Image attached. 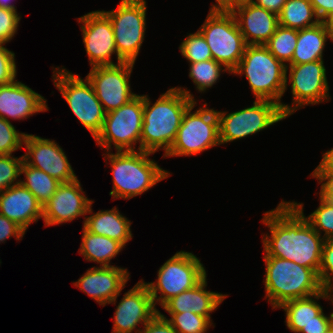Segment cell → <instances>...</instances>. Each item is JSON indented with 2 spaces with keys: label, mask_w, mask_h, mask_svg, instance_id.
Returning a JSON list of instances; mask_svg holds the SVG:
<instances>
[{
  "label": "cell",
  "mask_w": 333,
  "mask_h": 333,
  "mask_svg": "<svg viewBox=\"0 0 333 333\" xmlns=\"http://www.w3.org/2000/svg\"><path fill=\"white\" fill-rule=\"evenodd\" d=\"M303 204L281 200L264 213L261 222L270 232L262 233L264 256L294 261L318 274L325 239L305 218Z\"/></svg>",
  "instance_id": "6da1fadb"
},
{
  "label": "cell",
  "mask_w": 333,
  "mask_h": 333,
  "mask_svg": "<svg viewBox=\"0 0 333 333\" xmlns=\"http://www.w3.org/2000/svg\"><path fill=\"white\" fill-rule=\"evenodd\" d=\"M191 92L184 87H172L152 103L143 95V125L140 150L166 154L176 139L183 115L194 102Z\"/></svg>",
  "instance_id": "7a4b0ae2"
},
{
  "label": "cell",
  "mask_w": 333,
  "mask_h": 333,
  "mask_svg": "<svg viewBox=\"0 0 333 333\" xmlns=\"http://www.w3.org/2000/svg\"><path fill=\"white\" fill-rule=\"evenodd\" d=\"M105 154V155H104ZM112 169L113 189L109 195L112 199L129 200L151 189L157 183L170 177V172L161 168L149 156L147 151H111L104 153Z\"/></svg>",
  "instance_id": "3957f363"
},
{
  "label": "cell",
  "mask_w": 333,
  "mask_h": 333,
  "mask_svg": "<svg viewBox=\"0 0 333 333\" xmlns=\"http://www.w3.org/2000/svg\"><path fill=\"white\" fill-rule=\"evenodd\" d=\"M265 299L272 309L284 302L306 298L322 291L318 274L312 269L273 256H264Z\"/></svg>",
  "instance_id": "277c9868"
},
{
  "label": "cell",
  "mask_w": 333,
  "mask_h": 333,
  "mask_svg": "<svg viewBox=\"0 0 333 333\" xmlns=\"http://www.w3.org/2000/svg\"><path fill=\"white\" fill-rule=\"evenodd\" d=\"M231 74L245 75L255 100H269L281 107L286 87V66L265 45H247Z\"/></svg>",
  "instance_id": "5b68a950"
},
{
  "label": "cell",
  "mask_w": 333,
  "mask_h": 333,
  "mask_svg": "<svg viewBox=\"0 0 333 333\" xmlns=\"http://www.w3.org/2000/svg\"><path fill=\"white\" fill-rule=\"evenodd\" d=\"M194 101L185 111L176 139L165 157L195 156L214 146L221 145L219 139V119L216 110L207 103L195 111Z\"/></svg>",
  "instance_id": "8992f818"
},
{
  "label": "cell",
  "mask_w": 333,
  "mask_h": 333,
  "mask_svg": "<svg viewBox=\"0 0 333 333\" xmlns=\"http://www.w3.org/2000/svg\"><path fill=\"white\" fill-rule=\"evenodd\" d=\"M198 31L209 46L212 59L231 73L247 47L233 13L228 9L210 8Z\"/></svg>",
  "instance_id": "52a82bcc"
},
{
  "label": "cell",
  "mask_w": 333,
  "mask_h": 333,
  "mask_svg": "<svg viewBox=\"0 0 333 333\" xmlns=\"http://www.w3.org/2000/svg\"><path fill=\"white\" fill-rule=\"evenodd\" d=\"M60 68L53 67V83L72 113L95 139L102 130L106 112L86 77L82 79L64 66Z\"/></svg>",
  "instance_id": "ba28073f"
},
{
  "label": "cell",
  "mask_w": 333,
  "mask_h": 333,
  "mask_svg": "<svg viewBox=\"0 0 333 333\" xmlns=\"http://www.w3.org/2000/svg\"><path fill=\"white\" fill-rule=\"evenodd\" d=\"M157 272L155 282H145L155 308L156 304L162 307L172 297L194 288L207 276L201 260L192 252L182 250L161 265Z\"/></svg>",
  "instance_id": "9c48e42d"
},
{
  "label": "cell",
  "mask_w": 333,
  "mask_h": 333,
  "mask_svg": "<svg viewBox=\"0 0 333 333\" xmlns=\"http://www.w3.org/2000/svg\"><path fill=\"white\" fill-rule=\"evenodd\" d=\"M142 125L143 95L137 94L120 108L106 113L102 130L94 140L105 152L113 147L116 151H138Z\"/></svg>",
  "instance_id": "30bf717a"
},
{
  "label": "cell",
  "mask_w": 333,
  "mask_h": 333,
  "mask_svg": "<svg viewBox=\"0 0 333 333\" xmlns=\"http://www.w3.org/2000/svg\"><path fill=\"white\" fill-rule=\"evenodd\" d=\"M146 0H121L116 9L102 12L110 19L118 56L124 62L135 61L146 32Z\"/></svg>",
  "instance_id": "8fae6325"
},
{
  "label": "cell",
  "mask_w": 333,
  "mask_h": 333,
  "mask_svg": "<svg viewBox=\"0 0 333 333\" xmlns=\"http://www.w3.org/2000/svg\"><path fill=\"white\" fill-rule=\"evenodd\" d=\"M285 80V92L290 83L292 93L291 105L281 104V110L287 118L304 106L328 102L331 99L324 60L288 64Z\"/></svg>",
  "instance_id": "7c38bea8"
},
{
  "label": "cell",
  "mask_w": 333,
  "mask_h": 333,
  "mask_svg": "<svg viewBox=\"0 0 333 333\" xmlns=\"http://www.w3.org/2000/svg\"><path fill=\"white\" fill-rule=\"evenodd\" d=\"M216 112L221 145L256 134L287 118L280 105L269 100H255L251 107L231 113Z\"/></svg>",
  "instance_id": "4fadbf2b"
},
{
  "label": "cell",
  "mask_w": 333,
  "mask_h": 333,
  "mask_svg": "<svg viewBox=\"0 0 333 333\" xmlns=\"http://www.w3.org/2000/svg\"><path fill=\"white\" fill-rule=\"evenodd\" d=\"M133 67L131 62L95 66L86 76L106 113L120 108L137 95L130 85Z\"/></svg>",
  "instance_id": "5bb4252c"
},
{
  "label": "cell",
  "mask_w": 333,
  "mask_h": 333,
  "mask_svg": "<svg viewBox=\"0 0 333 333\" xmlns=\"http://www.w3.org/2000/svg\"><path fill=\"white\" fill-rule=\"evenodd\" d=\"M77 20L91 68L124 62L118 56L110 19L102 11L89 12ZM113 54L117 57V63L111 59Z\"/></svg>",
  "instance_id": "9a60e30c"
},
{
  "label": "cell",
  "mask_w": 333,
  "mask_h": 333,
  "mask_svg": "<svg viewBox=\"0 0 333 333\" xmlns=\"http://www.w3.org/2000/svg\"><path fill=\"white\" fill-rule=\"evenodd\" d=\"M23 145L27 150L23 154L27 165L46 172L61 183L78 178L62 147L55 140L26 133Z\"/></svg>",
  "instance_id": "2e32d148"
},
{
  "label": "cell",
  "mask_w": 333,
  "mask_h": 333,
  "mask_svg": "<svg viewBox=\"0 0 333 333\" xmlns=\"http://www.w3.org/2000/svg\"><path fill=\"white\" fill-rule=\"evenodd\" d=\"M155 308L148 286L143 279L132 289L124 293L114 313L112 333H140L143 327L158 313ZM136 329V330H135Z\"/></svg>",
  "instance_id": "e0dca14e"
},
{
  "label": "cell",
  "mask_w": 333,
  "mask_h": 333,
  "mask_svg": "<svg viewBox=\"0 0 333 333\" xmlns=\"http://www.w3.org/2000/svg\"><path fill=\"white\" fill-rule=\"evenodd\" d=\"M92 202L94 200L86 196L78 178L60 183L56 192L43 206L42 219L45 227L62 225L81 216H84V224L85 215Z\"/></svg>",
  "instance_id": "ac0fdd59"
},
{
  "label": "cell",
  "mask_w": 333,
  "mask_h": 333,
  "mask_svg": "<svg viewBox=\"0 0 333 333\" xmlns=\"http://www.w3.org/2000/svg\"><path fill=\"white\" fill-rule=\"evenodd\" d=\"M129 279L130 273L127 268L94 266L88 268L73 285L104 307L117 303V298Z\"/></svg>",
  "instance_id": "d6986e66"
},
{
  "label": "cell",
  "mask_w": 333,
  "mask_h": 333,
  "mask_svg": "<svg viewBox=\"0 0 333 333\" xmlns=\"http://www.w3.org/2000/svg\"><path fill=\"white\" fill-rule=\"evenodd\" d=\"M47 100L24 83L15 80L0 86V117L9 121L24 120L49 110Z\"/></svg>",
  "instance_id": "ffe728a7"
},
{
  "label": "cell",
  "mask_w": 333,
  "mask_h": 333,
  "mask_svg": "<svg viewBox=\"0 0 333 333\" xmlns=\"http://www.w3.org/2000/svg\"><path fill=\"white\" fill-rule=\"evenodd\" d=\"M230 11L247 45H265L279 25L277 14L251 1L234 5Z\"/></svg>",
  "instance_id": "44dd1931"
},
{
  "label": "cell",
  "mask_w": 333,
  "mask_h": 333,
  "mask_svg": "<svg viewBox=\"0 0 333 333\" xmlns=\"http://www.w3.org/2000/svg\"><path fill=\"white\" fill-rule=\"evenodd\" d=\"M0 214L17 223L25 231L43 217V206L21 183L0 191Z\"/></svg>",
  "instance_id": "7402d4cb"
},
{
  "label": "cell",
  "mask_w": 333,
  "mask_h": 333,
  "mask_svg": "<svg viewBox=\"0 0 333 333\" xmlns=\"http://www.w3.org/2000/svg\"><path fill=\"white\" fill-rule=\"evenodd\" d=\"M206 287L207 276L194 288L172 297L161 308L167 313H188L189 311L202 316H211L210 313L218 309L229 295L209 291Z\"/></svg>",
  "instance_id": "603a6c76"
},
{
  "label": "cell",
  "mask_w": 333,
  "mask_h": 333,
  "mask_svg": "<svg viewBox=\"0 0 333 333\" xmlns=\"http://www.w3.org/2000/svg\"><path fill=\"white\" fill-rule=\"evenodd\" d=\"M92 204L87 212L91 215L85 217L83 227L92 234L109 237L126 246L133 237L132 222L120 213L118 207L93 213Z\"/></svg>",
  "instance_id": "cb8c5ba5"
},
{
  "label": "cell",
  "mask_w": 333,
  "mask_h": 333,
  "mask_svg": "<svg viewBox=\"0 0 333 333\" xmlns=\"http://www.w3.org/2000/svg\"><path fill=\"white\" fill-rule=\"evenodd\" d=\"M319 299L326 300L323 291L310 297L286 301L278 307L285 311V323L291 332L299 333L310 322L318 321V315L323 311Z\"/></svg>",
  "instance_id": "d4e9b609"
},
{
  "label": "cell",
  "mask_w": 333,
  "mask_h": 333,
  "mask_svg": "<svg viewBox=\"0 0 333 333\" xmlns=\"http://www.w3.org/2000/svg\"><path fill=\"white\" fill-rule=\"evenodd\" d=\"M82 242L78 252L86 261L95 262L99 267H110L111 260L125 248L117 240L106 236L92 234L84 227L82 229Z\"/></svg>",
  "instance_id": "484cf974"
},
{
  "label": "cell",
  "mask_w": 333,
  "mask_h": 333,
  "mask_svg": "<svg viewBox=\"0 0 333 333\" xmlns=\"http://www.w3.org/2000/svg\"><path fill=\"white\" fill-rule=\"evenodd\" d=\"M328 39V33L322 22L299 30L296 49L289 64H303L324 60L323 52Z\"/></svg>",
  "instance_id": "4316f807"
},
{
  "label": "cell",
  "mask_w": 333,
  "mask_h": 333,
  "mask_svg": "<svg viewBox=\"0 0 333 333\" xmlns=\"http://www.w3.org/2000/svg\"><path fill=\"white\" fill-rule=\"evenodd\" d=\"M279 25L302 30L317 25L321 20L309 0H287L278 14Z\"/></svg>",
  "instance_id": "83f0119b"
},
{
  "label": "cell",
  "mask_w": 333,
  "mask_h": 333,
  "mask_svg": "<svg viewBox=\"0 0 333 333\" xmlns=\"http://www.w3.org/2000/svg\"><path fill=\"white\" fill-rule=\"evenodd\" d=\"M23 173L25 179H21L20 183L37 198L42 206L49 201L61 183L46 172L29 166L25 162L21 167V175Z\"/></svg>",
  "instance_id": "f1b7e54d"
},
{
  "label": "cell",
  "mask_w": 333,
  "mask_h": 333,
  "mask_svg": "<svg viewBox=\"0 0 333 333\" xmlns=\"http://www.w3.org/2000/svg\"><path fill=\"white\" fill-rule=\"evenodd\" d=\"M299 30L278 25L275 33L265 44L271 54L287 66L296 49Z\"/></svg>",
  "instance_id": "f546056e"
},
{
  "label": "cell",
  "mask_w": 333,
  "mask_h": 333,
  "mask_svg": "<svg viewBox=\"0 0 333 333\" xmlns=\"http://www.w3.org/2000/svg\"><path fill=\"white\" fill-rule=\"evenodd\" d=\"M189 66V78L192 79L196 90L200 93L206 92V89L208 90L216 84L221 77V73L228 72L229 75L231 74L222 64L213 59L189 63Z\"/></svg>",
  "instance_id": "4dcf8cb0"
},
{
  "label": "cell",
  "mask_w": 333,
  "mask_h": 333,
  "mask_svg": "<svg viewBox=\"0 0 333 333\" xmlns=\"http://www.w3.org/2000/svg\"><path fill=\"white\" fill-rule=\"evenodd\" d=\"M158 313L165 318L178 333H206L211 326L215 327L211 316H202L188 311V313H169L171 316L169 319L160 311H158Z\"/></svg>",
  "instance_id": "1f68e13d"
},
{
  "label": "cell",
  "mask_w": 333,
  "mask_h": 333,
  "mask_svg": "<svg viewBox=\"0 0 333 333\" xmlns=\"http://www.w3.org/2000/svg\"><path fill=\"white\" fill-rule=\"evenodd\" d=\"M179 50L189 63L212 59L211 50L203 35L198 30L185 37L179 46Z\"/></svg>",
  "instance_id": "d6a6232c"
},
{
  "label": "cell",
  "mask_w": 333,
  "mask_h": 333,
  "mask_svg": "<svg viewBox=\"0 0 333 333\" xmlns=\"http://www.w3.org/2000/svg\"><path fill=\"white\" fill-rule=\"evenodd\" d=\"M319 199V207L305 218L325 240L333 239V202L320 196ZM322 231L324 235H322Z\"/></svg>",
  "instance_id": "836d02e7"
},
{
  "label": "cell",
  "mask_w": 333,
  "mask_h": 333,
  "mask_svg": "<svg viewBox=\"0 0 333 333\" xmlns=\"http://www.w3.org/2000/svg\"><path fill=\"white\" fill-rule=\"evenodd\" d=\"M24 162L23 155L19 158L14 155H0V191L20 183L21 167Z\"/></svg>",
  "instance_id": "e575fe53"
},
{
  "label": "cell",
  "mask_w": 333,
  "mask_h": 333,
  "mask_svg": "<svg viewBox=\"0 0 333 333\" xmlns=\"http://www.w3.org/2000/svg\"><path fill=\"white\" fill-rule=\"evenodd\" d=\"M23 132L16 130L11 122L0 117V155H12L23 147Z\"/></svg>",
  "instance_id": "d590c367"
},
{
  "label": "cell",
  "mask_w": 333,
  "mask_h": 333,
  "mask_svg": "<svg viewBox=\"0 0 333 333\" xmlns=\"http://www.w3.org/2000/svg\"><path fill=\"white\" fill-rule=\"evenodd\" d=\"M20 19L17 11L0 8V44H7L14 38Z\"/></svg>",
  "instance_id": "8d00e7d4"
},
{
  "label": "cell",
  "mask_w": 333,
  "mask_h": 333,
  "mask_svg": "<svg viewBox=\"0 0 333 333\" xmlns=\"http://www.w3.org/2000/svg\"><path fill=\"white\" fill-rule=\"evenodd\" d=\"M4 46L0 44V86L11 84L17 78L15 53Z\"/></svg>",
  "instance_id": "74e56055"
},
{
  "label": "cell",
  "mask_w": 333,
  "mask_h": 333,
  "mask_svg": "<svg viewBox=\"0 0 333 333\" xmlns=\"http://www.w3.org/2000/svg\"><path fill=\"white\" fill-rule=\"evenodd\" d=\"M318 278L322 289L333 284V239L324 241Z\"/></svg>",
  "instance_id": "f35d334b"
},
{
  "label": "cell",
  "mask_w": 333,
  "mask_h": 333,
  "mask_svg": "<svg viewBox=\"0 0 333 333\" xmlns=\"http://www.w3.org/2000/svg\"><path fill=\"white\" fill-rule=\"evenodd\" d=\"M25 233L26 231L17 223L0 214V244L5 243L8 238L12 237L20 241Z\"/></svg>",
  "instance_id": "ab89813d"
},
{
  "label": "cell",
  "mask_w": 333,
  "mask_h": 333,
  "mask_svg": "<svg viewBox=\"0 0 333 333\" xmlns=\"http://www.w3.org/2000/svg\"><path fill=\"white\" fill-rule=\"evenodd\" d=\"M333 317L328 316L322 311L318 315V321H313L304 326L299 333H332Z\"/></svg>",
  "instance_id": "60d3db41"
},
{
  "label": "cell",
  "mask_w": 333,
  "mask_h": 333,
  "mask_svg": "<svg viewBox=\"0 0 333 333\" xmlns=\"http://www.w3.org/2000/svg\"><path fill=\"white\" fill-rule=\"evenodd\" d=\"M309 176L317 179L321 185L319 196L333 202V172H312Z\"/></svg>",
  "instance_id": "b9f144b4"
},
{
  "label": "cell",
  "mask_w": 333,
  "mask_h": 333,
  "mask_svg": "<svg viewBox=\"0 0 333 333\" xmlns=\"http://www.w3.org/2000/svg\"><path fill=\"white\" fill-rule=\"evenodd\" d=\"M140 333H178L172 325L157 313L141 330Z\"/></svg>",
  "instance_id": "7bdbcfd3"
},
{
  "label": "cell",
  "mask_w": 333,
  "mask_h": 333,
  "mask_svg": "<svg viewBox=\"0 0 333 333\" xmlns=\"http://www.w3.org/2000/svg\"><path fill=\"white\" fill-rule=\"evenodd\" d=\"M312 4L317 17L322 20L333 12V0H309Z\"/></svg>",
  "instance_id": "ee69618b"
},
{
  "label": "cell",
  "mask_w": 333,
  "mask_h": 333,
  "mask_svg": "<svg viewBox=\"0 0 333 333\" xmlns=\"http://www.w3.org/2000/svg\"><path fill=\"white\" fill-rule=\"evenodd\" d=\"M287 0H251L255 5L266 9L267 11L279 14Z\"/></svg>",
  "instance_id": "f6af8a7d"
},
{
  "label": "cell",
  "mask_w": 333,
  "mask_h": 333,
  "mask_svg": "<svg viewBox=\"0 0 333 333\" xmlns=\"http://www.w3.org/2000/svg\"><path fill=\"white\" fill-rule=\"evenodd\" d=\"M313 172H333V148L323 153L320 164Z\"/></svg>",
  "instance_id": "bcb514c9"
},
{
  "label": "cell",
  "mask_w": 333,
  "mask_h": 333,
  "mask_svg": "<svg viewBox=\"0 0 333 333\" xmlns=\"http://www.w3.org/2000/svg\"><path fill=\"white\" fill-rule=\"evenodd\" d=\"M321 22L328 33L329 40L333 42V12L324 17Z\"/></svg>",
  "instance_id": "7dc6e473"
},
{
  "label": "cell",
  "mask_w": 333,
  "mask_h": 333,
  "mask_svg": "<svg viewBox=\"0 0 333 333\" xmlns=\"http://www.w3.org/2000/svg\"><path fill=\"white\" fill-rule=\"evenodd\" d=\"M322 291L325 294L326 300H331V303H333V284L325 286Z\"/></svg>",
  "instance_id": "c3c4849f"
},
{
  "label": "cell",
  "mask_w": 333,
  "mask_h": 333,
  "mask_svg": "<svg viewBox=\"0 0 333 333\" xmlns=\"http://www.w3.org/2000/svg\"><path fill=\"white\" fill-rule=\"evenodd\" d=\"M11 1L12 0H0V8L17 11V7L14 4H12Z\"/></svg>",
  "instance_id": "681fc988"
},
{
  "label": "cell",
  "mask_w": 333,
  "mask_h": 333,
  "mask_svg": "<svg viewBox=\"0 0 333 333\" xmlns=\"http://www.w3.org/2000/svg\"><path fill=\"white\" fill-rule=\"evenodd\" d=\"M249 1L251 0H225V9L230 10L234 5Z\"/></svg>",
  "instance_id": "f907efd6"
},
{
  "label": "cell",
  "mask_w": 333,
  "mask_h": 333,
  "mask_svg": "<svg viewBox=\"0 0 333 333\" xmlns=\"http://www.w3.org/2000/svg\"><path fill=\"white\" fill-rule=\"evenodd\" d=\"M215 2L211 5V8L225 9V0H215Z\"/></svg>",
  "instance_id": "816d5d0a"
}]
</instances>
